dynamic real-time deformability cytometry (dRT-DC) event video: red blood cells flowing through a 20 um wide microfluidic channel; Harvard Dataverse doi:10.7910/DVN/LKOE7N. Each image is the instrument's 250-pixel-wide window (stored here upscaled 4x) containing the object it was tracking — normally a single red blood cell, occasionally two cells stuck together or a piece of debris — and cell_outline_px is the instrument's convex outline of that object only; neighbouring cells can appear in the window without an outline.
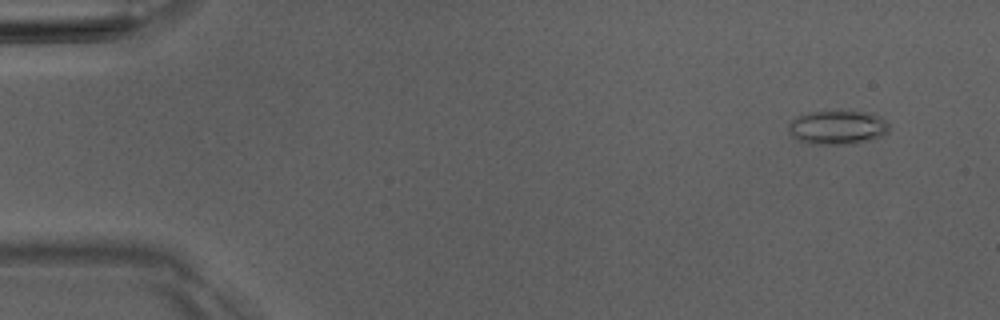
{"species": "Egyptian fruit bat (a non-hibernating species)", "species_latin": "Rousettus aegyptiacus", "temperature_condition": "room temperature", "stored_images_in_passage": 4, "camera_frame_rate_fps": 3000, "um_per_image_px": 0.085, "animal": {"sex": "male"}, "frame": {"image": 1, "passage_image": 1, "time_ms": 0.0, "image_size_px": [1000, 320], "cell_outline_px": [[888, 132], [872, 140], [848, 144], [812, 144], [800, 140], [788, 132], [788, 124], [796, 116], [808, 112], [840, 108], [864, 112], [880, 116], [888, 124]], "centroid_in_image_um": [71.17, 10.78], "position_along_channel_um": 13.8, "area_um2": 20.46}}